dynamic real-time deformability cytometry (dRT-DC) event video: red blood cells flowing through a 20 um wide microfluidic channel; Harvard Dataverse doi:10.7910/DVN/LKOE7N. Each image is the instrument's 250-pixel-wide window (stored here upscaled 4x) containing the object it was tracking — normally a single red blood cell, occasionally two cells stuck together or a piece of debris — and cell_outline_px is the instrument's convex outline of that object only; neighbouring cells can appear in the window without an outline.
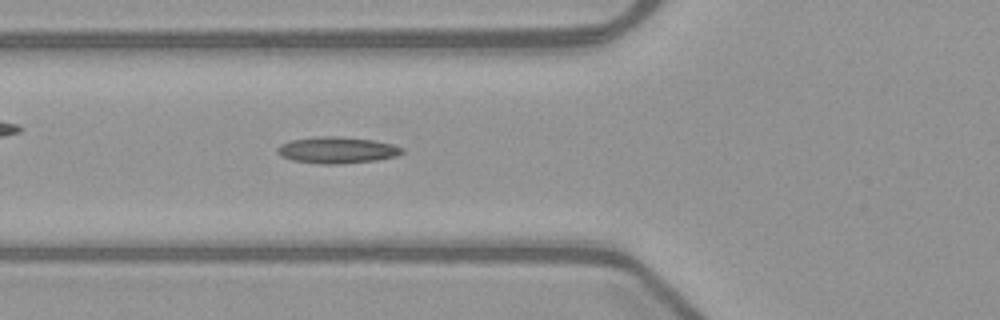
{"species": "common noctule bat (a hibernating species)", "species_latin": "Nyctalus noctula", "temperature_condition": "warm", "stored_images_in_passage": 38, "camera_frame_rate_fps": 3000, "um_per_image_px": 0.085, "animal": {"sex": "female", "body_mass_g": 21.9}, "frame": {"image": 1, "passage_image": 13, "time_ms": 4.0, "image_size_px": [1000, 320], "cell_outline_px": [[404, 152], [396, 156], [376, 160], [340, 164], [320, 164], [292, 160], [280, 156], [276, 152], [276, 148], [280, 144], [292, 140], [316, 136], [340, 136], [372, 140], [392, 144], [404, 148]], "centroid_in_image_um": [28.62, 12.75], "position_along_channel_um": 97.2, "area_um2": 19.36}}
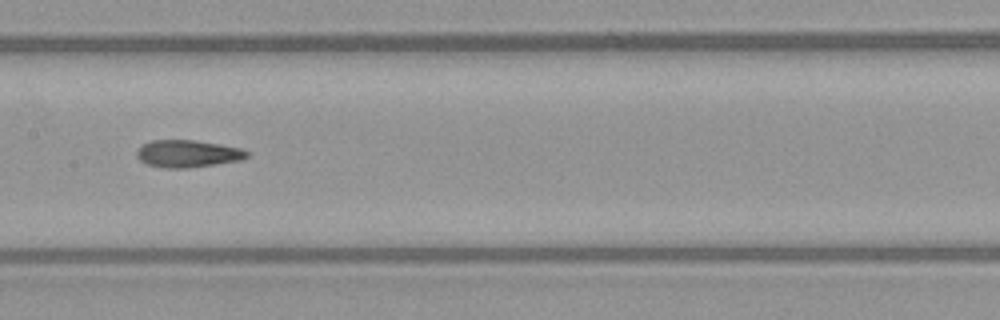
{"frame": {"image": 2, "passage_image": 20, "time_ms": 6.333, "image_size_px": [1000, 320], "cell_outline_px": [[248, 156], [240, 160], [188, 168], [164, 168], [148, 164], [140, 160], [136, 156], [136, 152], [144, 144], [152, 140], [192, 140], [220, 144], [240, 148], [248, 152]], "centroid_in_image_um": [15.94, 13.06], "position_along_channel_um": 191.5, "area_um2": 17.28}}
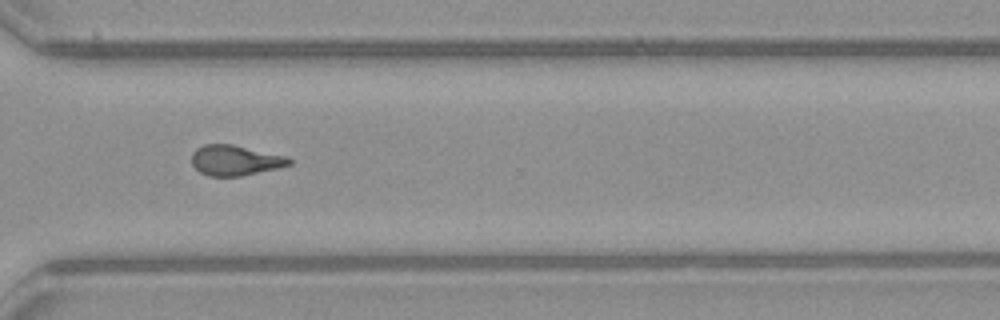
{"frame": {"image": 3, "passage_image": 32, "time_ms": 10.333, "image_size_px": [1000, 320], "cell_outline_px": [[292, 164], [280, 168], [240, 176], [208, 176], [200, 172], [192, 164], [192, 152], [196, 148], [204, 144], [232, 144], [284, 156], [292, 160]], "centroid_in_image_um": [19.97, 13.63], "position_along_channel_um": 350.6, "area_um2": 17.17}, "authors_computed_cell_mechanics": {"area_um2": 17.5134, "velocity_mm_per_s": 3.9995, "shape_relaxation_time_tau1_ms": null, "shape_relaxation_time_tau2_ms": 3.2296, "deformation_change_tau1": null, "deformation_change_tau2": 0.123}}